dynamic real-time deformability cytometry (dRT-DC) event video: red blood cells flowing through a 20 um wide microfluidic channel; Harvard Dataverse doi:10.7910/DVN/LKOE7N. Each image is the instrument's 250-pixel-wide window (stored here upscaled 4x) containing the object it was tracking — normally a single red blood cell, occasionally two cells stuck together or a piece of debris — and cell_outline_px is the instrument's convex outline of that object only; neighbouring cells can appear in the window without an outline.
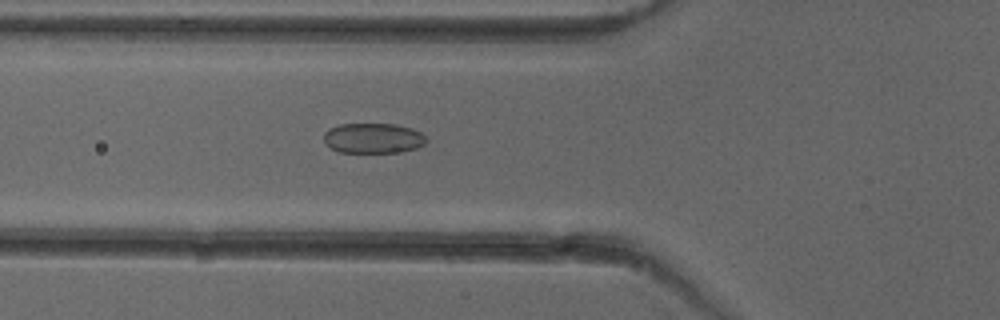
{"species": "common noctule bat (a hibernating species)", "species_latin": "Nyctalus noctula", "temperature_condition": "cold", "stored_images_in_passage": 39, "camera_frame_rate_fps": 3000, "um_per_image_px": 0.085, "animal": {"sex": "female"}, "frame": {"image": 1, "passage_image": 6, "time_ms": 1.667, "image_size_px": [1000, 320], "cell_outline_px": [[428, 140], [424, 144], [416, 148], [404, 152], [340, 152], [332, 148], [324, 140], [324, 132], [328, 128], [340, 124], [396, 124], [412, 128], [420, 132]], "centroid_in_image_um": [31.74, 11.74], "position_along_channel_um": 94.1, "area_um2": 18.03}}
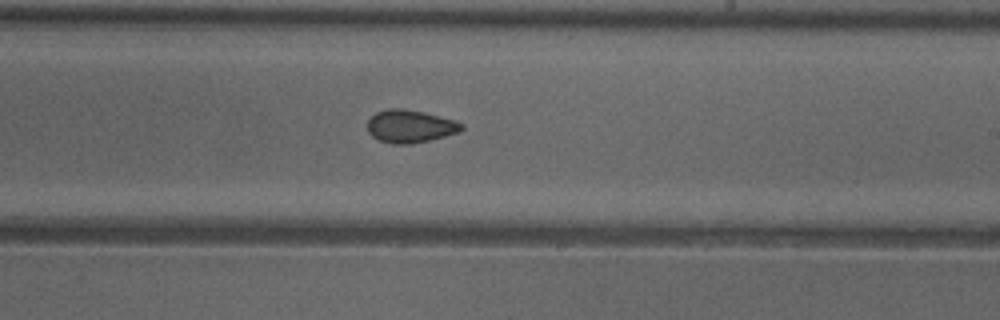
{"frame": {"image": 2, "passage_image": 18, "time_ms": 5.667, "image_size_px": [1000, 320], "cell_outline_px": [[464, 128], [460, 132], [428, 140], [408, 144], [392, 144], [380, 140], [372, 136], [368, 132], [368, 120], [376, 112], [388, 108], [404, 108], [424, 112], [452, 120], [464, 124]], "centroid_in_image_um": [34.85, 10.72], "position_along_channel_um": 254.2, "area_um2": 17.86}}
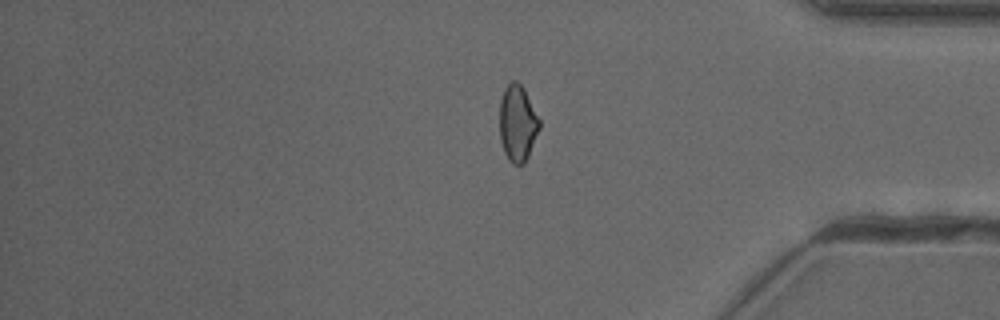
{"frame": {"image": 3, "passage_image": 30, "time_ms": 9.667, "image_size_px": [1000, 320], "cell_outline_px": [[540, 128], [528, 156], [524, 164], [512, 164], [508, 160], [504, 152], [500, 140], [500, 100], [504, 88], [512, 80], [516, 80], [524, 88], [540, 120]], "centroid_in_image_um": [43.99, 10.47], "position_along_channel_um": 391.2, "area_um2": 17.8}, "authors_computed_cell_mechanics": {"area_um2": 17.918, "velocity_mm_per_s": 3.9784, "shape_relaxation_time_tau1_ms": null, "shape_relaxation_time_tau2_ms": 1.8693, "deformation_change_tau1": null, "deformation_change_tau2": 0.0635}}